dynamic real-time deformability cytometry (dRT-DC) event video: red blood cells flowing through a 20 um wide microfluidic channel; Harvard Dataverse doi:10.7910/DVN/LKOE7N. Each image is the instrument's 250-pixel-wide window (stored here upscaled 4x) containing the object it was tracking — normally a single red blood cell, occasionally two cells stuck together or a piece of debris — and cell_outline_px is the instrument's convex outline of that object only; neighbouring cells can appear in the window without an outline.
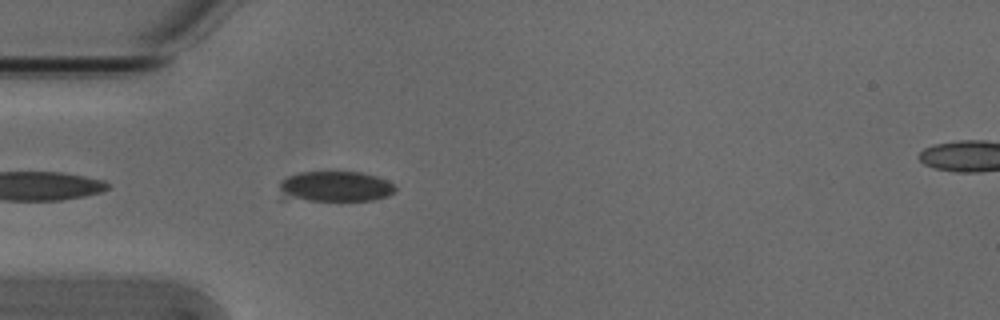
{"species": "Egyptian fruit bat (a non-hibernating species)", "species_latin": "Rousettus aegyptiacus", "temperature_condition": "cold", "stored_images_in_passage": 41, "camera_frame_rate_fps": 3000, "um_per_image_px": 0.085, "animal": {"sex": "male"}, "frame": {"image": 1, "passage_image": 3, "time_ms": 0.667, "image_size_px": [1000, 320], "cell_outline_px": [[396, 192], [388, 196], [372, 200], [276, 200], [280, 180], [288, 176], [300, 172], [360, 172], [376, 176], [392, 184], [396, 188]], "centroid_in_image_um": [28.35, 15.87], "position_along_channel_um": 56.6, "area_um2": 21.1}}
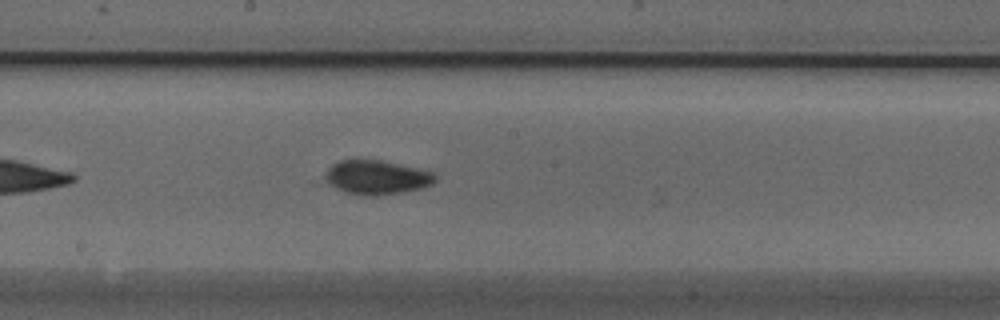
{"frame": {"image": 2, "passage_image": 16, "time_ms": 5.0, "image_size_px": [1000, 320], "cell_outline_px": [[436, 180], [432, 184], [420, 188], [400, 192], [376, 196], [364, 196], [344, 192], [328, 184], [328, 168], [332, 164], [340, 160], [380, 160], [416, 168], [432, 172], [436, 176]], "centroid_in_image_um": [32.02, 15.08], "position_along_channel_um": 216.2, "area_um2": 21.5}}
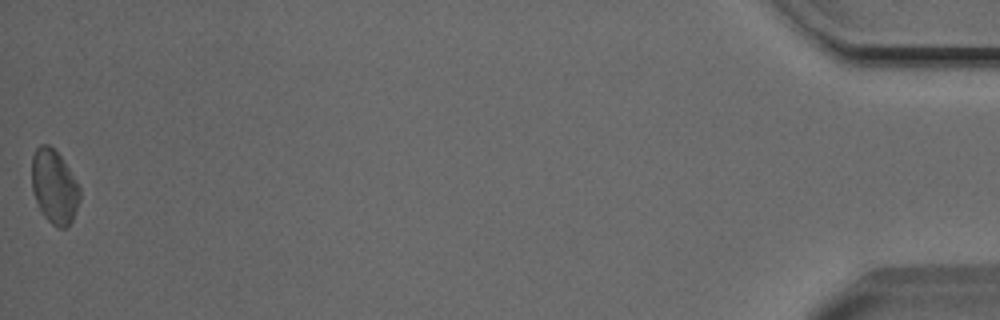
{"frame": {"image": 3, "passage_image": 41, "time_ms": 13.333, "image_size_px": [1000, 320], "cell_outline_px": [[80, 200], [72, 220], [64, 228], [60, 228], [52, 224], [44, 216], [36, 200], [32, 188], [32, 156], [36, 148], [40, 144], [48, 144], [60, 156], [68, 168], [80, 188]], "centroid_in_image_um": [4.61, 15.86], "position_along_channel_um": 430.6, "area_um2": 20.35}, "authors_computed_cell_mechanics": {"area_um2": 21.1548, "velocity_mm_per_s": 3.8017, "shape_relaxation_time_tau1_ms": 1.8904, "shape_relaxation_time_tau2_ms": 8.8403, "deformation_change_tau1": 0.1175, "deformation_change_tau2": 0.1117}}